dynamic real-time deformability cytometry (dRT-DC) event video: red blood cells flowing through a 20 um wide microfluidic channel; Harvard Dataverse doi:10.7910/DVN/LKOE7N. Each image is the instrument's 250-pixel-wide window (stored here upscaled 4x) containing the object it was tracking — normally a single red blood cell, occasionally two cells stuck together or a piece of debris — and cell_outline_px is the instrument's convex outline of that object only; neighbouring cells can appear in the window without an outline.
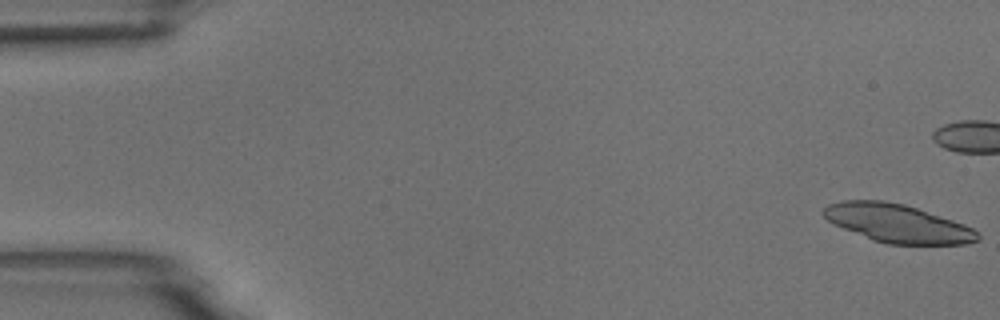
{"species": "common noctule bat (a hibernating species)", "species_latin": "Nyctalus noctula", "temperature_condition": "room temperature", "stored_images_in_passage": 5, "segment_of_instrument_passage": [2, 2], "camera_frame_rate_fps": 3000, "um_per_image_px": 0.085, "animal": {"sex": "male", "body_mass_g": 18.8}, "frame": {"image": 1, "passage_image": 5, "time_ms": 1.333, "image_size_px": [1000, 320], "cell_outline_px": [[980, 240], [968, 244], [888, 244], [872, 240], [832, 224], [820, 212], [828, 204], [844, 200], [884, 200], [904, 204], [964, 224], [980, 232]], "centroid_in_image_um": [76.28, 18.99], "position_along_channel_um": 8.7, "area_um2": 34.45}}